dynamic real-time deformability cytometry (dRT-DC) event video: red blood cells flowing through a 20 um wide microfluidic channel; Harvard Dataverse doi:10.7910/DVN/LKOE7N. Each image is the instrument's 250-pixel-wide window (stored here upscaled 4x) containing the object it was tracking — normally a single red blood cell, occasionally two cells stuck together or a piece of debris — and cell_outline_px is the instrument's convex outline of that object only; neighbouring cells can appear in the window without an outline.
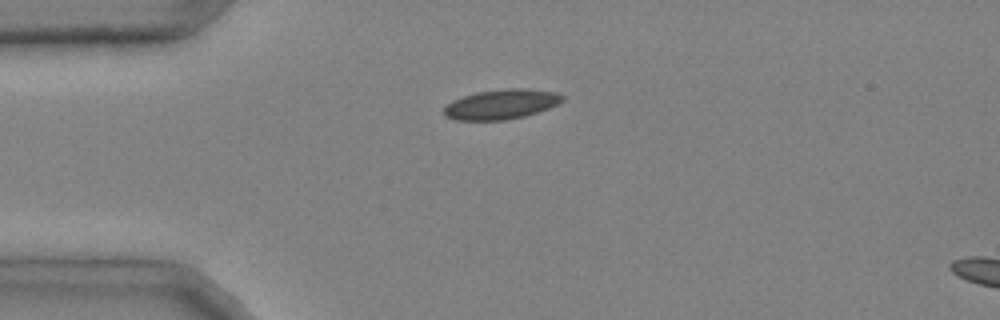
{"species": "common noctule bat (a hibernating species)", "species_latin": "Nyctalus noctula", "temperature_condition": "cold", "stored_images_in_passage": 34, "camera_frame_rate_fps": 3000, "um_per_image_px": 0.085, "animal": {"sex": "male", "body_mass_g": 20.4}, "frame": {"image": 1, "passage_image": 2, "time_ms": 0.333, "image_size_px": [1000, 320], "cell_outline_px": [[564, 100], [548, 108], [524, 116], [504, 120], [456, 120], [444, 116], [444, 108], [452, 100], [476, 92], [508, 88], [528, 88], [556, 92], [564, 96]], "centroid_in_image_um": [42.6, 8.85], "position_along_channel_um": 42.4, "area_um2": 20.52}}
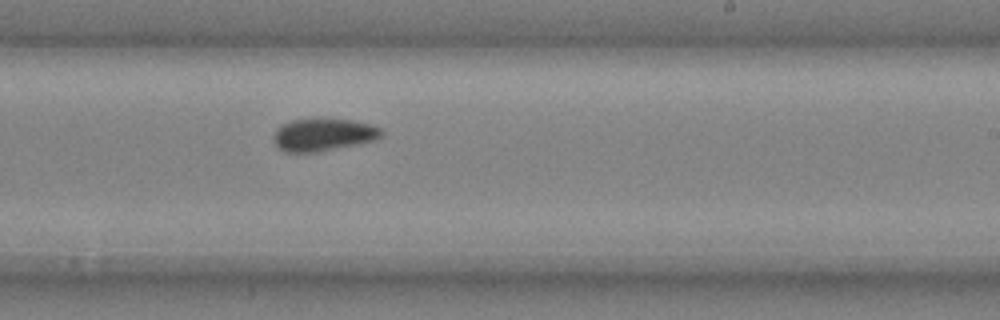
{"frame": {"image": 2, "passage_image": 20, "time_ms": 6.333, "image_size_px": [1000, 320], "cell_outline_px": [[384, 132], [376, 140], [360, 144], [316, 152], [284, 152], [272, 140], [272, 136], [276, 128], [280, 124], [292, 120], [320, 116], [352, 120], [372, 124], [380, 128]], "centroid_in_image_um": [27.46, 11.41], "position_along_channel_um": 261.5, "area_um2": 21.27}}
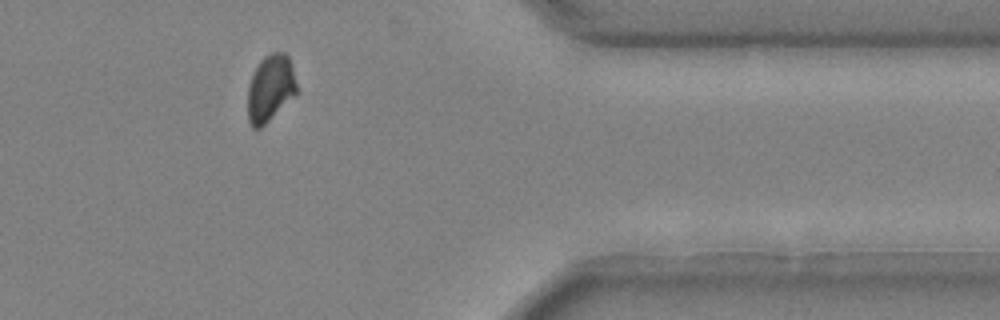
{"frame": {"image": 3, "passage_image": 31, "time_ms": 10.0, "image_size_px": [1000, 320], "cell_outline_px": [[296, 92], [260, 128], [252, 128], [248, 120], [248, 88], [252, 76], [260, 60], [264, 56], [272, 52], [284, 52], [288, 56], [292, 68], [296, 84]], "centroid_in_image_um": [22.94, 7.47], "position_along_channel_um": 388.5, "area_um2": 18.44}, "authors_computed_cell_mechanics": {"area_um2": 20.1144, "velocity_mm_per_s": 3.9908, "shape_relaxation_time_tau1_ms": 10.3352, "shape_relaxation_time_tau2_ms": null, "deformation_change_tau1": 0.1597, "deformation_change_tau2": null}}